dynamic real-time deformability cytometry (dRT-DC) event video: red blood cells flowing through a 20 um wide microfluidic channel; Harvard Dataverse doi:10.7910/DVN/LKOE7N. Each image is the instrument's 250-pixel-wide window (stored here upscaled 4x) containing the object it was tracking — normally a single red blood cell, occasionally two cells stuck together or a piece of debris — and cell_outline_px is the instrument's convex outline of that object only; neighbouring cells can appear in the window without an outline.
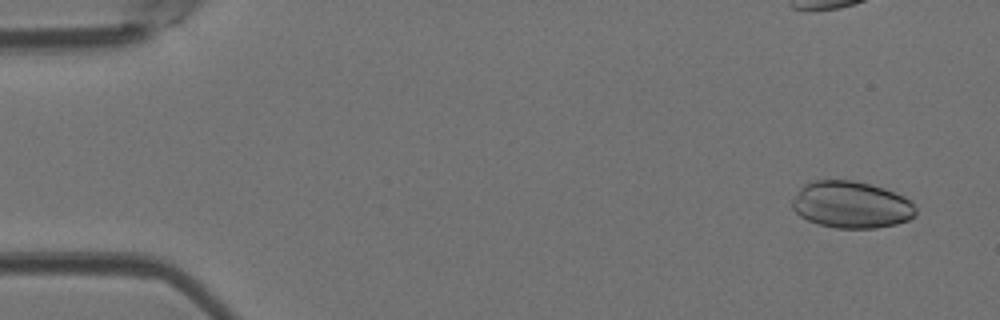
{"species": "Egyptian fruit bat (a non-hibernating species)", "species_latin": "Rousettus aegyptiacus", "temperature_condition": "room temperature", "stored_images_in_passage": 7, "camera_frame_rate_fps": 3000, "um_per_image_px": 0.085, "animal": {"sex": "female"}, "frame": {"image": 1, "passage_image": 1, "time_ms": 0.0, "image_size_px": [1000, 320], "cell_outline_px": [[916, 216], [908, 220], [896, 224], [876, 228], [836, 228], [820, 224], [808, 220], [800, 216], [792, 208], [792, 196], [808, 180], [852, 180], [884, 188], [904, 196], [916, 208]], "centroid_in_image_um": [72.33, 17.4], "position_along_channel_um": 12.7, "area_um2": 33.87}}
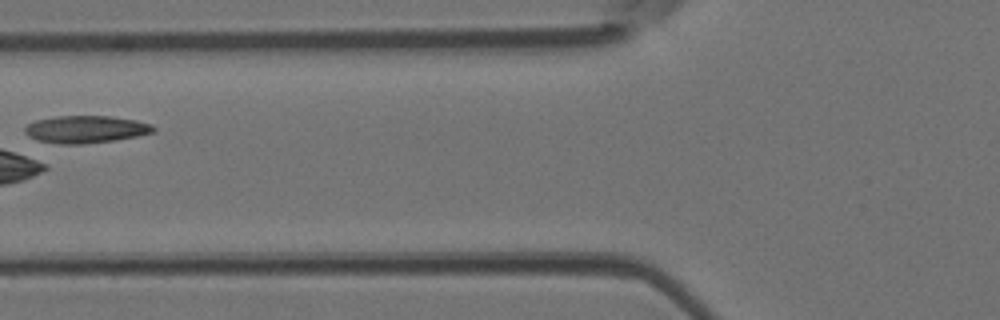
{"frame": {"image": 2, "passage_image": 6, "time_ms": 1.667, "image_size_px": [1000, 320], "cell_outline_px": [[156, 132], [116, 140], [80, 144], [60, 144], [36, 140], [28, 136], [24, 132], [24, 128], [28, 124], [36, 120], [56, 116], [112, 116], [136, 120], [152, 124], [156, 128]], "centroid_in_image_um": [7.3, 10.99], "position_along_channel_um": 118.5, "area_um2": 20.63}}